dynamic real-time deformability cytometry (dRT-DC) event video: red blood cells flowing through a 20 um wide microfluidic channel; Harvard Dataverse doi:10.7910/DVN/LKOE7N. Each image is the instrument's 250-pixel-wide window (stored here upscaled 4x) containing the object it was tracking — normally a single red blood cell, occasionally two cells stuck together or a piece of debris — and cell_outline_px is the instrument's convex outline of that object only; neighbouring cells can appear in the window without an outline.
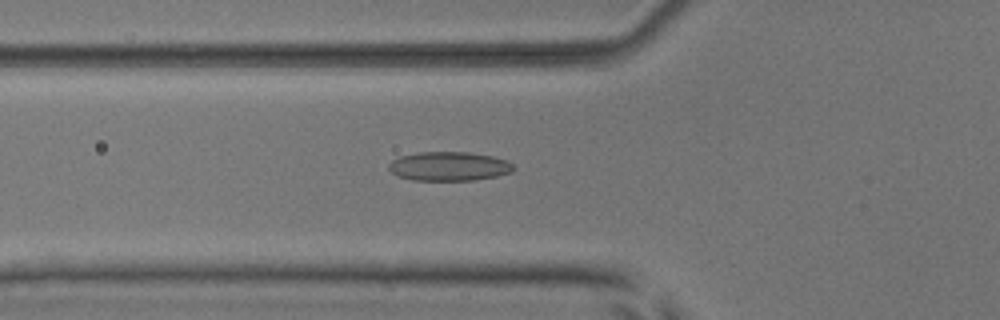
{"species": "common noctule bat (a hibernating species)", "species_latin": "Nyctalus noctula", "temperature_condition": "room temperature", "stored_images_in_passage": 41, "camera_frame_rate_fps": 3000, "um_per_image_px": 0.085, "animal": {"sex": "male", "body_mass_g": 17.9, "forearm_length_mm": 54.2}, "frame": {"image": 1, "passage_image": 7, "time_ms": 2.0, "image_size_px": [1000, 320], "cell_outline_px": [[516, 168], [512, 172], [496, 176], [476, 180], [412, 180], [396, 176], [388, 168], [388, 164], [392, 160], [400, 156], [420, 152], [468, 152], [492, 156], [508, 160]], "centroid_in_image_um": [38.17, 14.13], "position_along_channel_um": 87.6, "area_um2": 21.27}}
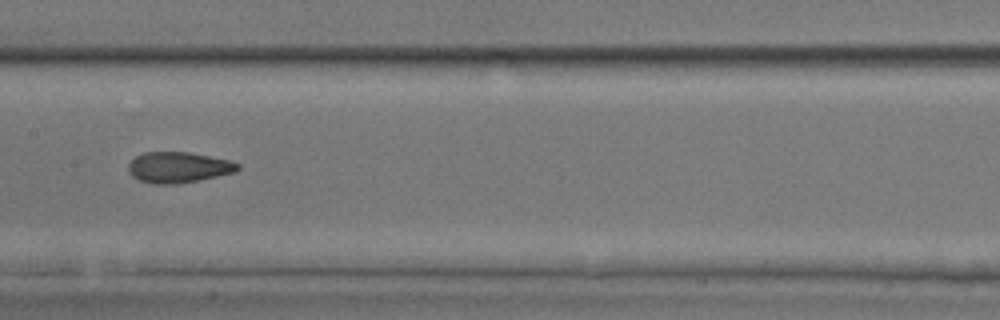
{"frame": {"image": 2, "passage_image": 15, "time_ms": 4.667, "image_size_px": [1000, 320], "cell_outline_px": [[240, 168], [236, 172], [200, 180], [180, 184], [152, 184], [140, 180], [132, 176], [128, 172], [128, 164], [136, 156], [144, 152], [188, 152], [228, 160], [240, 164]], "centroid_in_image_um": [15.16, 14.24], "position_along_channel_um": 192.2, "area_um2": 19.71}}
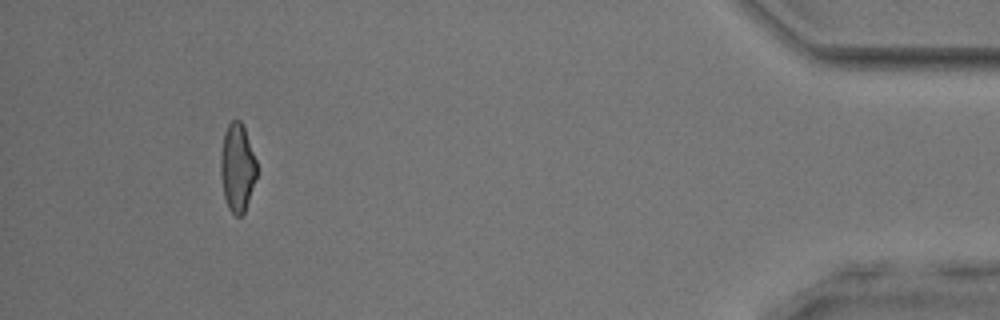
{"frame": {"image": 3, "passage_image": 37, "time_ms": 12.0, "image_size_px": [1000, 320], "cell_outline_px": [[256, 176], [244, 212], [240, 216], [236, 216], [228, 208], [224, 196], [220, 172], [220, 156], [224, 132], [228, 124], [232, 120], [240, 120], [244, 128], [256, 160]], "centroid_in_image_um": [20.15, 14.23], "position_along_channel_um": 415.1, "area_um2": 18.26}, "authors_computed_cell_mechanics": {"area_um2": 19.363, "velocity_mm_per_s": 3.9106, "shape_relaxation_time_tau1_ms": 11.1919, "shape_relaxation_time_tau2_ms": 1.7261, "deformation_change_tau1": 0.2431, "deformation_change_tau2": 0.0994}}